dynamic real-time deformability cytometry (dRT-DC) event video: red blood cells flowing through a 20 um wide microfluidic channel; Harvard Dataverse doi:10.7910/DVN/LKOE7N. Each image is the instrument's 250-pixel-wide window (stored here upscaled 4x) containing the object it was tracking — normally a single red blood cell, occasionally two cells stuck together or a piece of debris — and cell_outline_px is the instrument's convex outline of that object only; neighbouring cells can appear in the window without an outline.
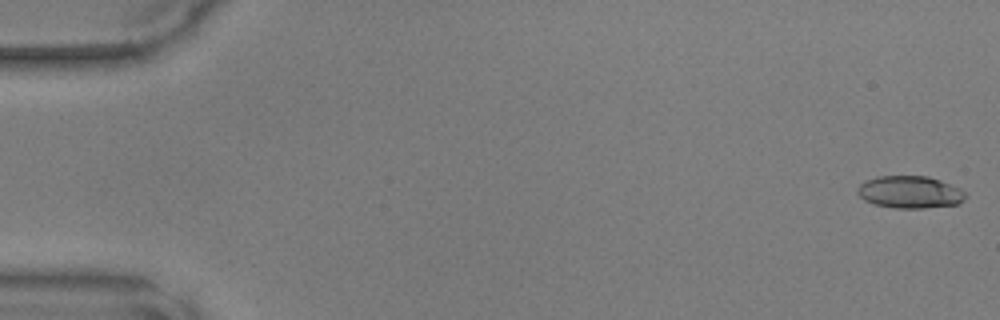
{"species": "common noctule bat (a hibernating species)", "species_latin": "Nyctalus noctula", "temperature_condition": "warm", "stored_images_in_passage": 48, "camera_frame_rate_fps": 3000, "um_per_image_px": 0.085, "animal": {"sex": "male", "body_mass_g": 17.9, "forearm_length_mm": 54.2}, "frame": {"image": 1, "passage_image": 1, "time_ms": 0.0, "image_size_px": [1000, 320], "cell_outline_px": [[968, 196], [964, 200], [956, 204], [924, 208], [892, 208], [872, 204], [864, 200], [856, 192], [856, 188], [864, 180], [876, 176], [928, 176], [940, 180], [960, 188]], "centroid_in_image_um": [77.3, 16.33], "position_along_channel_um": 7.7, "area_um2": 20.58}}
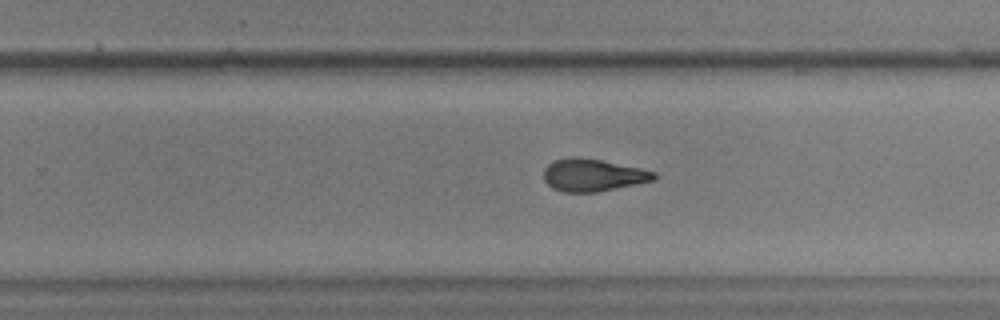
{"frame": {"image": 2, "passage_image": 31, "time_ms": 10.0, "image_size_px": [1000, 320], "cell_outline_px": [[656, 180], [596, 192], [564, 192], [552, 188], [544, 180], [544, 168], [552, 160], [568, 156], [580, 156], [640, 168], [656, 172]], "centroid_in_image_um": [50.36, 14.87], "position_along_channel_um": 279.4, "area_um2": 20.98}}
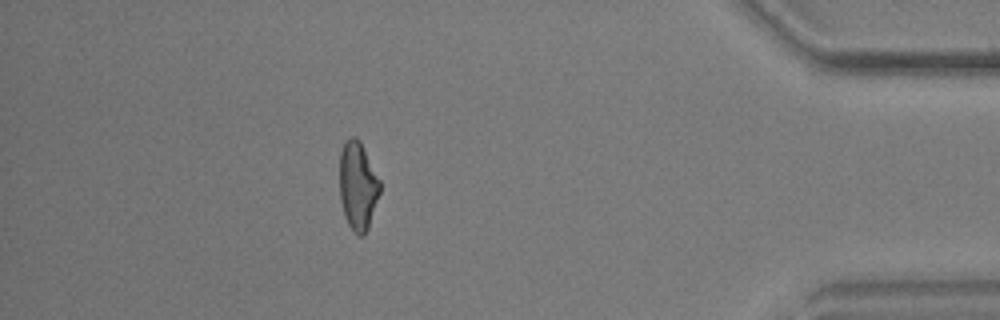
{"frame": {"image": 3, "passage_image": 43, "time_ms": 14.0, "image_size_px": [1000, 320], "cell_outline_px": [[380, 192], [368, 228], [364, 236], [360, 236], [348, 224], [344, 216], [340, 200], [340, 152], [344, 140], [348, 136], [356, 136], [360, 140], [380, 180]], "centroid_in_image_um": [30.4, 15.75], "position_along_channel_um": 404.8, "area_um2": 20.87}}